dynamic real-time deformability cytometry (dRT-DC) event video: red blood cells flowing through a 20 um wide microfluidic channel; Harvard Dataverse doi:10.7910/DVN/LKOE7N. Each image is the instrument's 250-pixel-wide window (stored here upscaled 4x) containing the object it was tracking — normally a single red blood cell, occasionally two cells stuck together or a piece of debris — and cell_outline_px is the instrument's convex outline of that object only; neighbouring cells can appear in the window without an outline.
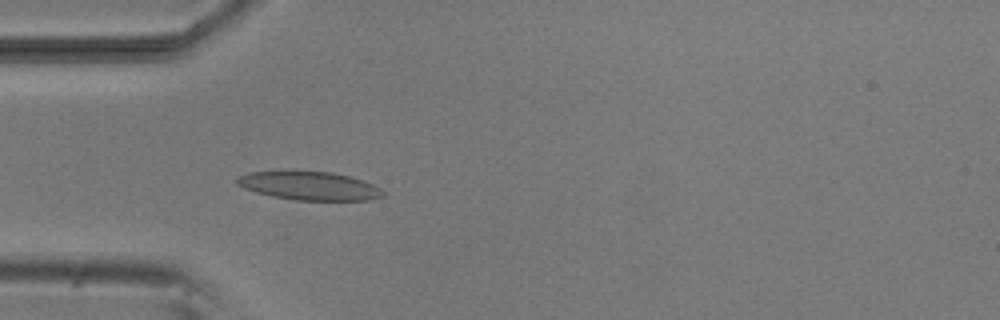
{"species": "common noctule bat (a hibernating species)", "species_latin": "Nyctalus noctula", "temperature_condition": "room temperature", "stored_images_in_passage": 51, "camera_frame_rate_fps": 3000, "um_per_image_px": 0.085, "animal": {"sex": "male", "body_mass_g": 20.5, "forearm_length_mm": 52.5}, "frame": {"image": 1, "passage_image": 14, "time_ms": 4.333, "image_size_px": [1000, 320], "cell_outline_px": [[384, 196], [368, 200], [296, 200], [272, 196], [256, 192], [244, 188], [236, 184], [236, 180], [240, 176], [252, 172], [284, 168], [332, 172], [364, 180], [380, 188], [384, 192]], "centroid_in_image_um": [26.25, 15.75], "position_along_channel_um": 58.7, "area_um2": 24.97}}
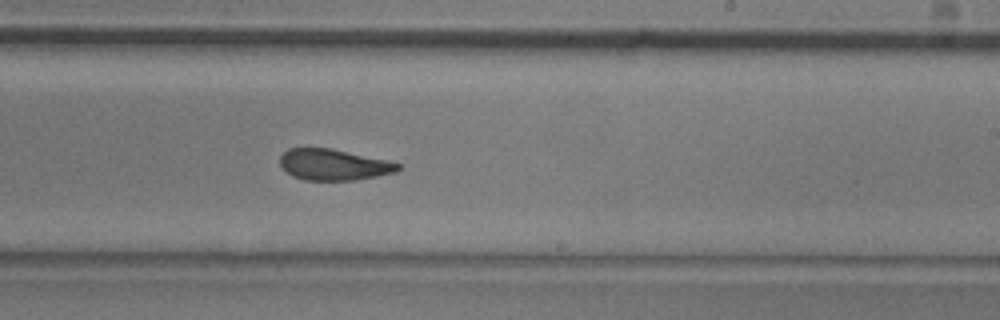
{"frame": {"image": 2, "passage_image": 30, "time_ms": 9.667, "image_size_px": [1000, 320], "cell_outline_px": [[400, 168], [396, 172], [356, 180], [304, 180], [292, 176], [280, 164], [280, 156], [288, 148], [332, 148], [388, 160], [400, 164]], "centroid_in_image_um": [28.37, 13.99], "position_along_channel_um": 260.6, "area_um2": 21.39}}
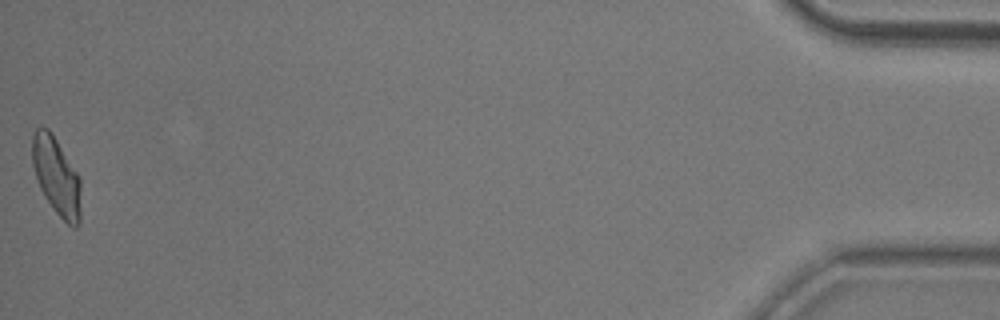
{"frame": {"image": 3, "passage_image": 51, "time_ms": 16.667, "image_size_px": [1000, 320], "cell_outline_px": [[80, 224], [76, 228], [72, 228], [56, 212], [44, 196], [36, 180], [32, 164], [32, 136], [36, 128], [40, 124], [48, 128], [56, 140], [76, 172], [80, 180]], "centroid_in_image_um": [4.77, 14.98], "position_along_channel_um": 430.4, "area_um2": 21.96}, "authors_computed_cell_mechanics": {"area_um2": 22.6576, "velocity_mm_per_s": 3.8267, "shape_relaxation_time_tau1_ms": 8.5802, "shape_relaxation_time_tau2_ms": 2.3336, "deformation_change_tau1": 0.1977, "deformation_change_tau2": 0.0897}}